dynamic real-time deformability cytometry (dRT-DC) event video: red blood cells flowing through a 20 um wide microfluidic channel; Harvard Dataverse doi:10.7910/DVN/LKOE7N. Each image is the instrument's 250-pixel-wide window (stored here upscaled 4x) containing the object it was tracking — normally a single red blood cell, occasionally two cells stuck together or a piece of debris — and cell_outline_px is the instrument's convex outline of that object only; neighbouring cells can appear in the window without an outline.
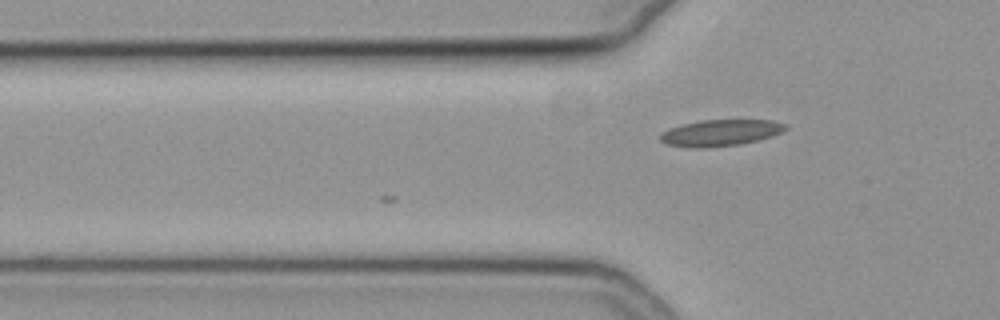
{"species": "common noctule bat (a hibernating species)", "species_latin": "Nyctalus noctula", "temperature_condition": "cold", "stored_images_in_passage": 4, "camera_frame_rate_fps": 3000, "um_per_image_px": 0.085, "animal": {"sex": "female", "body_mass_g": 19.3, "forearm_length_mm": 54.1}, "frame": {"image": 1, "passage_image": 4, "time_ms": 1.0, "image_size_px": [1000, 320], "cell_outline_px": [[788, 128], [772, 136], [740, 144], [704, 148], [696, 148], [668, 144], [660, 140], [660, 136], [668, 128], [700, 120], [772, 120], [788, 124]], "centroid_in_image_um": [61.27, 11.28], "position_along_channel_um": 64.5, "area_um2": 19.07}}